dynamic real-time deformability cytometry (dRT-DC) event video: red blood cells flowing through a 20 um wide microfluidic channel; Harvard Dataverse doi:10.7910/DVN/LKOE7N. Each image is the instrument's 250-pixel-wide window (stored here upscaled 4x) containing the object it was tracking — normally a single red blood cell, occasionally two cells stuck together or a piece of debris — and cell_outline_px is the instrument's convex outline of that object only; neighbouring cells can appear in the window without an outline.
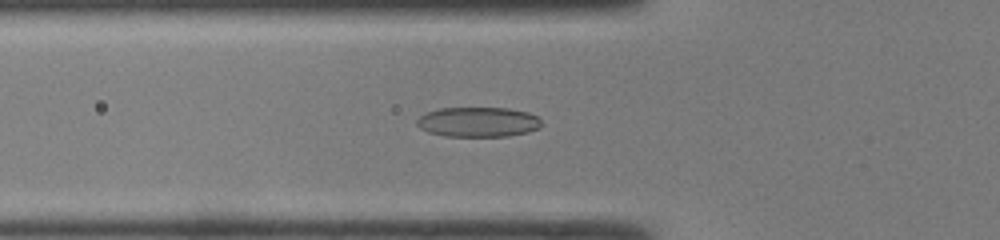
{"species": "common noctule bat (a hibernating species)", "species_latin": "Nyctalus noctula", "temperature_condition": "room temperature", "stored_images_in_passage": 36, "camera_frame_rate_fps": 3000, "um_per_image_px": 0.085, "animal": {"sex": "male", "body_mass_g": 19.0, "forearm_length_mm": 50.8}, "frame": {"image": 1, "passage_image": 10, "time_ms": 3.0, "image_size_px": [1000, 240], "cell_outline_px": [[540, 128], [528, 132], [508, 136], [444, 136], [428, 132], [420, 128], [416, 124], [416, 120], [420, 116], [428, 112], [440, 108], [508, 108], [528, 112], [536, 116], [540, 120]], "centroid_in_image_um": [40.63, 10.37], "position_along_channel_um": 85.2, "area_um2": 21.68}}
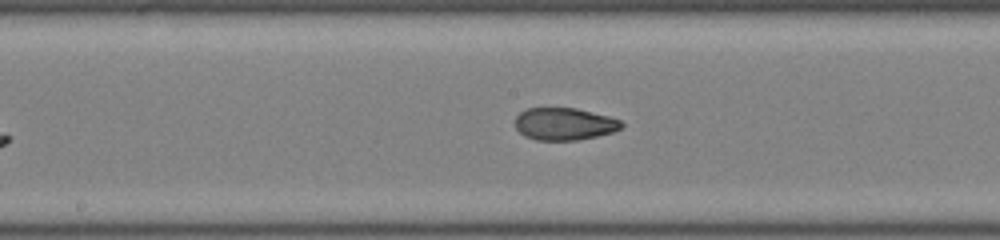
{"frame": {"image": 2, "passage_image": 18, "time_ms": 5.667, "image_size_px": [1000, 240], "cell_outline_px": [[624, 124], [620, 128], [612, 132], [596, 136], [576, 140], [536, 140], [524, 136], [516, 128], [516, 116], [520, 112], [528, 108], [576, 108], [608, 116], [620, 120]], "centroid_in_image_um": [47.95, 10.53], "position_along_channel_um": 200.3, "area_um2": 19.88}}
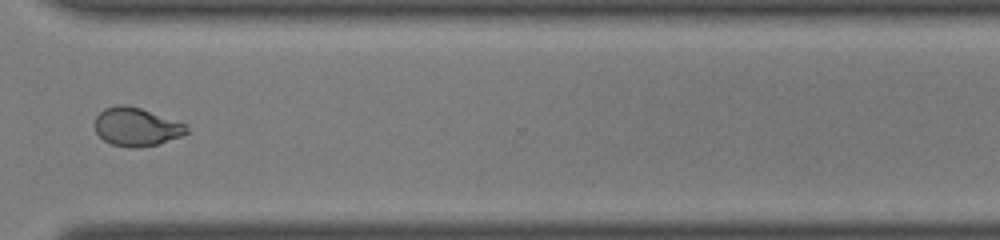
{"frame": {"image": 3, "passage_image": 29, "time_ms": 9.333, "image_size_px": [1000, 240], "cell_outline_px": [[192, 132], [156, 144], [140, 148], [128, 148], [112, 144], [104, 140], [96, 132], [96, 116], [104, 108], [116, 104], [124, 104], [140, 108], [188, 124]], "centroid_in_image_um": [11.63, 10.78], "position_along_channel_um": 359.0, "area_um2": 20.69}, "authors_computed_cell_mechanics": {"area_um2": 20.8658, "velocity_mm_per_s": 4.3078, "shape_relaxation_time_tau1_ms": null, "shape_relaxation_time_tau2_ms": 1.3451, "deformation_change_tau1": null, "deformation_change_tau2": 0.0717}}